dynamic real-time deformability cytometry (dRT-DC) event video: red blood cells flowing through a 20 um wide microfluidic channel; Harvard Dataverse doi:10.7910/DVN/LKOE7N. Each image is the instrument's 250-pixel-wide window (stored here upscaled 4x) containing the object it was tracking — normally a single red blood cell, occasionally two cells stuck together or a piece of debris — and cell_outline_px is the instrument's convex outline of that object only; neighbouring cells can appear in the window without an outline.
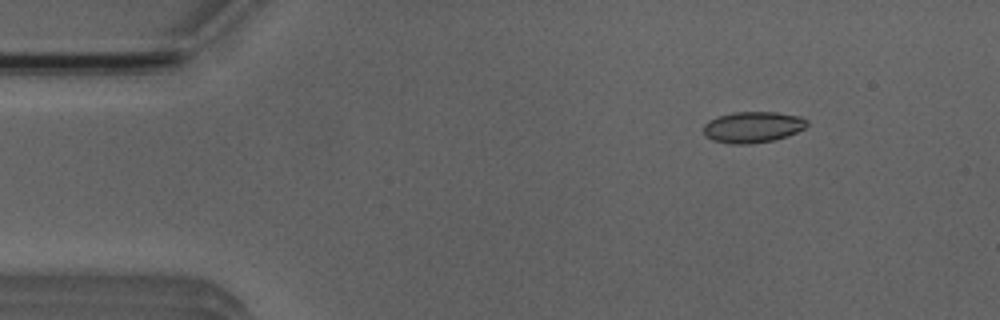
{"species": "Egyptian fruit bat (a non-hibernating species)", "species_latin": "Rousettus aegyptiacus", "temperature_condition": "room temperature", "stored_images_in_passage": 5, "camera_frame_rate_fps": 3000, "um_per_image_px": 0.085, "animal": {"sex": "male"}, "frame": {"image": 1, "passage_image": 2, "time_ms": 1.0, "image_size_px": [1000, 320], "cell_outline_px": [[808, 124], [804, 128], [788, 136], [772, 140], [752, 144], [732, 144], [712, 140], [704, 136], [704, 124], [708, 120], [716, 116], [732, 112], [776, 112], [800, 116], [808, 120]], "centroid_in_image_um": [63.96, 10.8], "position_along_channel_um": 21.0, "area_um2": 18.96}}